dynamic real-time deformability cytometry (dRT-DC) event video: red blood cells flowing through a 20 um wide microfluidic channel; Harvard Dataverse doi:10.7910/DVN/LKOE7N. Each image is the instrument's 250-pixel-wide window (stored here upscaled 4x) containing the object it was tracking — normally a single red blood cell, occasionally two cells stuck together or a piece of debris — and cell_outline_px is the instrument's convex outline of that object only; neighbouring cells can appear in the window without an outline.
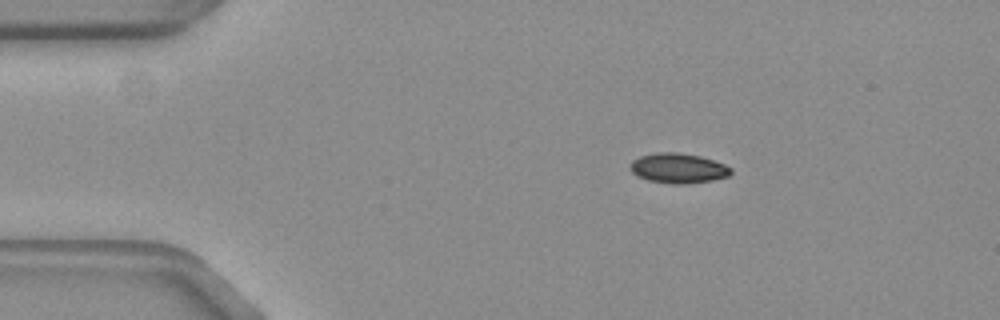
{"species": "common noctule bat (a hibernating species)", "species_latin": "Nyctalus noctula", "temperature_condition": "warm", "stored_images_in_passage": 46, "camera_frame_rate_fps": 3000, "um_per_image_px": 0.085, "animal": {"sex": "female", "body_mass_g": 19.3, "forearm_length_mm": 54.1}, "frame": {"image": 1, "passage_image": 1, "time_ms": 0.0, "image_size_px": [1000, 320], "cell_outline_px": [[732, 172], [728, 176], [712, 180], [688, 184], [672, 184], [648, 180], [636, 176], [628, 168], [628, 164], [632, 160], [640, 156], [656, 152], [676, 152], [700, 156], [724, 164], [732, 168]], "centroid_in_image_um": [57.6, 14.3], "position_along_channel_um": 27.4, "area_um2": 17.74}}
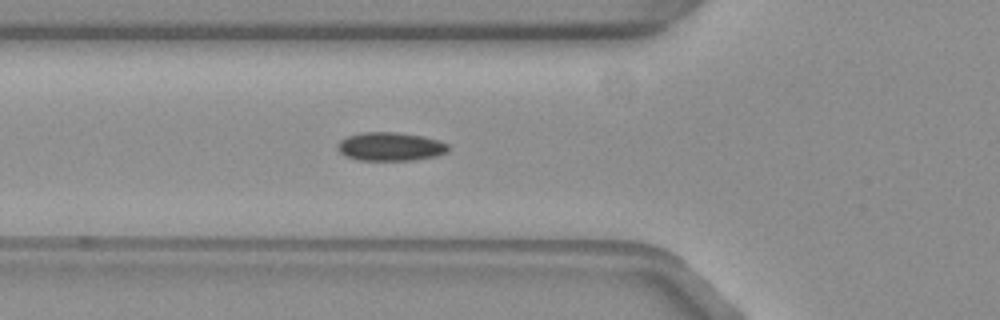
{"frame": {"image": 2, "passage_image": 11, "time_ms": 3.333, "image_size_px": [1000, 320], "cell_outline_px": [[448, 152], [436, 156], [416, 160], [356, 160], [344, 156], [336, 148], [336, 144], [340, 140], [348, 136], [360, 132], [396, 132], [424, 136], [440, 140], [448, 144]], "centroid_in_image_um": [33.17, 12.46], "position_along_channel_um": 92.6, "area_um2": 18.73}}
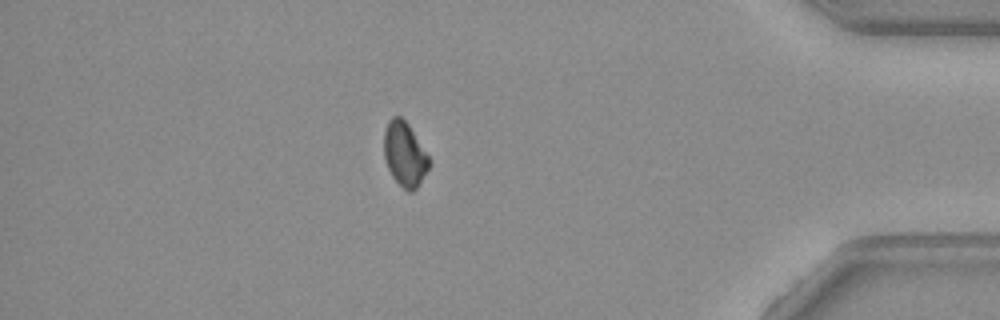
{"frame": {"image": 3, "passage_image": 39, "time_ms": 12.667, "image_size_px": [1000, 320], "cell_outline_px": [[428, 168], [416, 188], [412, 192], [408, 192], [392, 176], [384, 160], [384, 132], [388, 120], [392, 116], [400, 116], [408, 124], [428, 156]], "centroid_in_image_um": [34.35, 13.09], "position_along_channel_um": 400.8, "area_um2": 16.53}, "authors_computed_cell_mechanics": {"area_um2": 17.8602, "velocity_mm_per_s": 3.7613, "shape_relaxation_time_tau1_ms": 5.8717, "shape_relaxation_time_tau2_ms": null, "deformation_change_tau1": 0.089, "deformation_change_tau2": null}}